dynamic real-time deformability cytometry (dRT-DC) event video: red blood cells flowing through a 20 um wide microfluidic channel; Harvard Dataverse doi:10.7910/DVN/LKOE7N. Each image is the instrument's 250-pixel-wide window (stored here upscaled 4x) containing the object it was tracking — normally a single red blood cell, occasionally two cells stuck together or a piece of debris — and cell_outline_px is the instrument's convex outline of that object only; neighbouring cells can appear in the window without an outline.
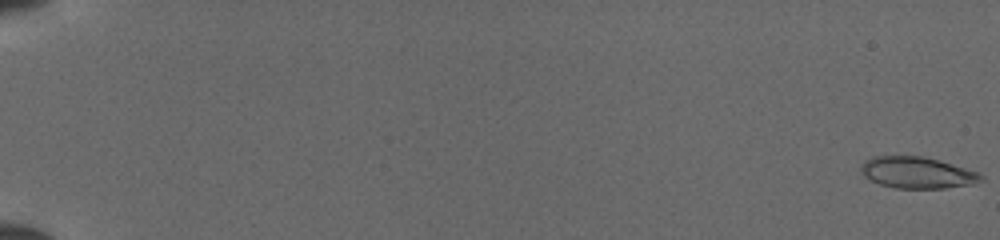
{"species": "common noctule bat (a hibernating species)", "species_latin": "Nyctalus noctula", "temperature_condition": "cold", "stored_images_in_passage": 51, "camera_frame_rate_fps": 3000, "um_per_image_px": 0.085, "animal": {"sex": "female", "body_mass_g": 19.5, "forearm_length_mm": 54.1}, "frame": {"image": 1, "passage_image": 1, "time_ms": 0.0, "image_size_px": [1000, 240], "cell_outline_px": [[984, 180], [972, 184], [944, 188], [896, 188], [880, 184], [864, 176], [860, 172], [860, 168], [864, 160], [872, 156], [920, 156], [936, 160], [980, 172], [984, 176]], "centroid_in_image_um": [77.95, 14.67], "position_along_channel_um": 7.0, "area_um2": 21.91}}
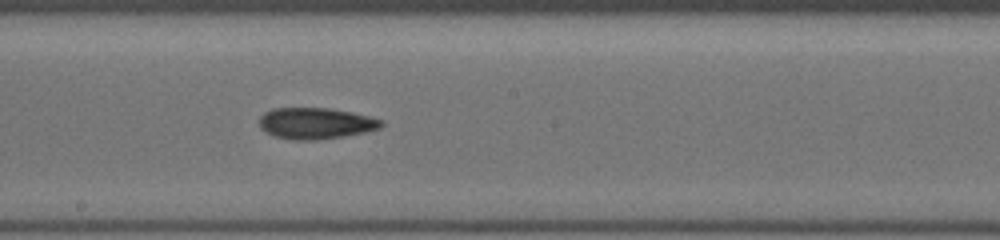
{"frame": {"image": 2, "passage_image": 31, "time_ms": 10.0, "image_size_px": [1000, 240], "cell_outline_px": [[384, 124], [380, 128], [368, 132], [320, 140], [292, 140], [272, 136], [260, 128], [260, 116], [264, 112], [272, 108], [328, 108], [352, 112], [384, 120]], "centroid_in_image_um": [26.84, 10.49], "position_along_channel_um": 221.4, "area_um2": 22.54}}
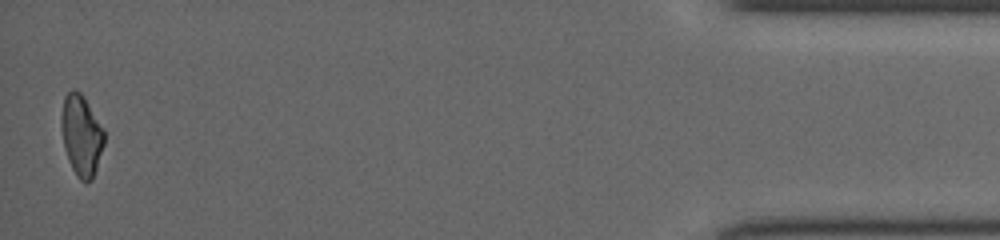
{"frame": {"image": 3, "passage_image": 51, "time_ms": 16.667, "image_size_px": [1000, 240], "cell_outline_px": [[104, 144], [92, 180], [80, 180], [76, 176], [68, 160], [64, 148], [60, 124], [60, 116], [64, 96], [72, 88], [80, 92], [104, 128]], "centroid_in_image_um": [6.89, 11.48], "position_along_channel_um": 428.3, "area_um2": 20.23}}